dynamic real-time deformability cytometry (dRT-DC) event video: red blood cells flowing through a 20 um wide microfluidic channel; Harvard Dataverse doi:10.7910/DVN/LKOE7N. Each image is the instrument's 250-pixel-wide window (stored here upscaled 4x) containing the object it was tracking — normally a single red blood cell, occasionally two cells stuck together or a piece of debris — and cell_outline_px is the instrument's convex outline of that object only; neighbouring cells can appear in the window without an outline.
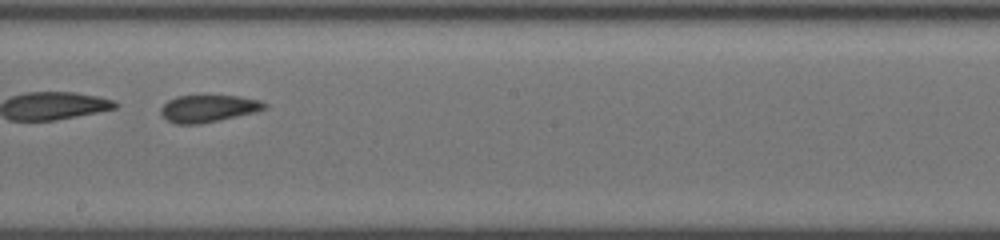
{"species": "common noctule bat (a hibernating species)", "species_latin": "Nyctalus noctula", "temperature_condition": "cold", "stored_images_in_passage": 39, "camera_frame_rate_fps": 3000, "um_per_image_px": 0.085, "animal": {"sex": "female", "body_mass_g": 19.5, "forearm_length_mm": 54.1}, "frame": {"image": 1, "passage_image": 23, "time_ms": 7.333, "image_size_px": [1000, 240], "cell_outline_px": [[268, 104], [264, 108], [256, 112], [200, 124], [176, 124], [168, 120], [160, 112], [160, 108], [168, 100], [176, 96], [240, 96], [260, 100]], "centroid_in_image_um": [17.7, 9.22], "position_along_channel_um": 230.5, "area_um2": 16.3}}